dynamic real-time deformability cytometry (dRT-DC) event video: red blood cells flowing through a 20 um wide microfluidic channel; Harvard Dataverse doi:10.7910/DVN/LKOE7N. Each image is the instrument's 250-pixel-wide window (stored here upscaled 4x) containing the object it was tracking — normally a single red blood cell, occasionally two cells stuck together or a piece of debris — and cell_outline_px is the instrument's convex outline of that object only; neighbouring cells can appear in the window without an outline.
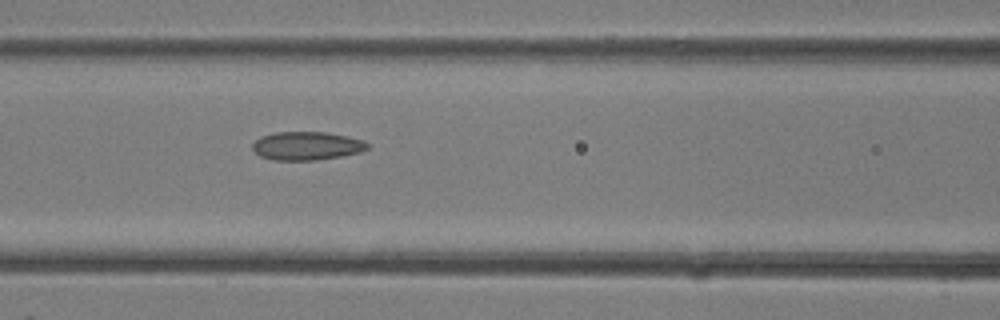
{"species": "common noctule bat (a hibernating species)", "species_latin": "Nyctalus noctula", "temperature_condition": "room temperature", "stored_images_in_passage": 14, "camera_frame_rate_fps": 3000, "um_per_image_px": 0.085, "animal": {"sex": "female"}, "frame": {"image": 1, "passage_image": 14, "time_ms": 4.333, "image_size_px": [1000, 320], "cell_outline_px": [[368, 148], [360, 152], [340, 156], [316, 160], [272, 160], [260, 156], [252, 148], [252, 144], [260, 136], [276, 132], [324, 132], [348, 136], [364, 140], [368, 144]], "centroid_in_image_um": [26.06, 12.39], "position_along_channel_um": 140.5, "area_um2": 19.02}}